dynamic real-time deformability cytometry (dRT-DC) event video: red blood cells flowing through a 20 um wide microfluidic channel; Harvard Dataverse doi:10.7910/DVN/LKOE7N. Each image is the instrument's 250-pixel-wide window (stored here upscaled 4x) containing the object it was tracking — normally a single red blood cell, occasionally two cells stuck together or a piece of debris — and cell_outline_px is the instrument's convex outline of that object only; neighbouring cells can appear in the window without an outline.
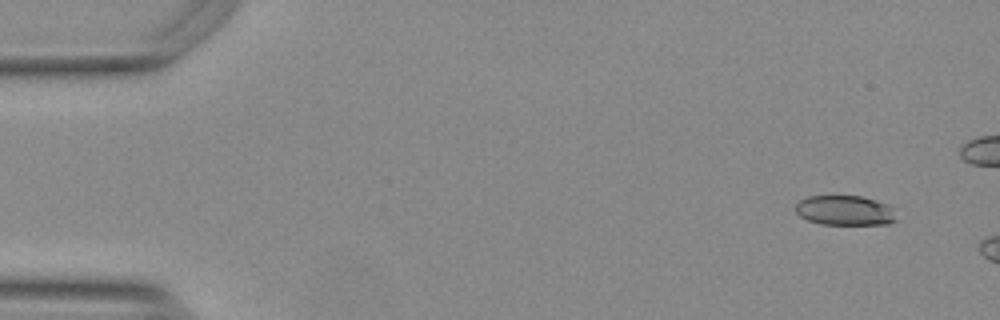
{"species": "Egyptian fruit bat (a non-hibernating species)", "species_latin": "Rousettus aegyptiacus", "temperature_condition": "warm", "stored_images_in_passage": 10, "camera_frame_rate_fps": 3000, "um_per_image_px": 0.085, "animal": {"sex": "female"}, "frame": {"image": 1, "passage_image": 4, "time_ms": 1.0, "image_size_px": [1000, 320], "cell_outline_px": [[896, 220], [888, 224], [820, 224], [808, 220], [800, 216], [796, 212], [796, 204], [800, 200], [808, 196], [860, 196], [876, 200], [892, 208]], "centroid_in_image_um": [71.79, 17.89], "position_along_channel_um": 13.2, "area_um2": 17.34}}